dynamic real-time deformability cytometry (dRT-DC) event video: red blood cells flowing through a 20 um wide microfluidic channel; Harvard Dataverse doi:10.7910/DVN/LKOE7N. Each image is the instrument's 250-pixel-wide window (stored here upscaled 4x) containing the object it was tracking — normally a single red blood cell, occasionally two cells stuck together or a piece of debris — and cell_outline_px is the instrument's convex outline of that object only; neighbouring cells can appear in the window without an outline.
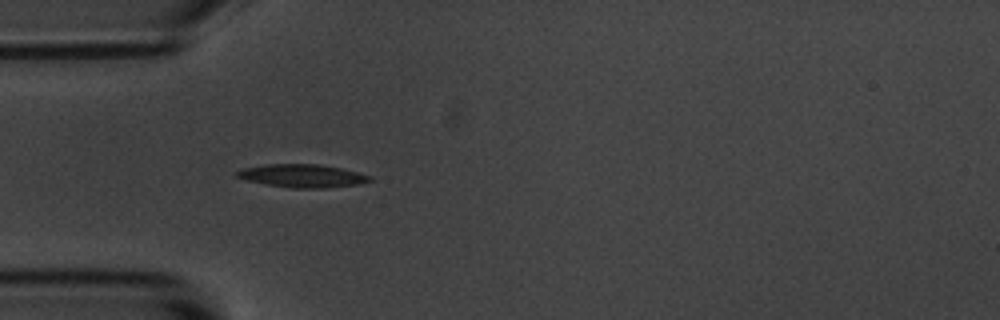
{"species": "common noctule bat (a hibernating species)", "species_latin": "Nyctalus noctula", "temperature_condition": "room temperature", "stored_images_in_passage": 2, "camera_frame_rate_fps": 3000, "um_per_image_px": 0.085, "animal": {"sex": "male", "body_mass_g": 20.1, "forearm_length_mm": 53.5}, "frame": {"image": 1, "passage_image": 2, "time_ms": 2.0, "image_size_px": [1000, 320], "cell_outline_px": [[372, 180], [360, 184], [328, 188], [292, 188], [268, 184], [248, 180], [236, 176], [232, 172], [244, 168], [268, 164], [320, 164], [340, 168], [372, 176]], "centroid_in_image_um": [25.72, 14.94], "position_along_channel_um": 59.3, "area_um2": 17.8}}